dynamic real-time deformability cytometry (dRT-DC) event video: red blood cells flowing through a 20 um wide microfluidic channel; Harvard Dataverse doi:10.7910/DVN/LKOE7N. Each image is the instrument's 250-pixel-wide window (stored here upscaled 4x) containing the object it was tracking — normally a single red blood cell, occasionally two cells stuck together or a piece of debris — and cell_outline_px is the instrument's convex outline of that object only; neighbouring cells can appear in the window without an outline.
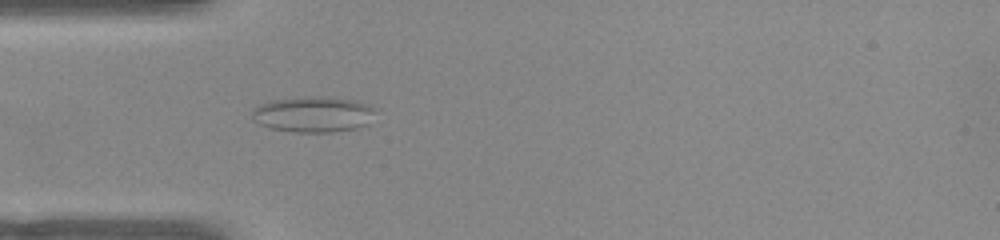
{"species": "common noctule bat (a hibernating species)", "species_latin": "Nyctalus noctula", "temperature_condition": "warm", "stored_images_in_passage": 51, "camera_frame_rate_fps": 3000, "um_per_image_px": 0.085, "animal": {"sex": "female", "body_mass_g": 22.0, "forearm_length_mm": 56.7}, "frame": {"image": 1, "passage_image": 14, "time_ms": 4.333, "image_size_px": [1000, 240], "cell_outline_px": [[376, 108], [368, 124], [356, 128], [332, 132], [292, 132], [268, 128], [252, 120], [252, 108], [260, 104], [272, 100], [304, 96], [328, 96], [356, 100], [368, 104]], "centroid_in_image_um": [26.61, 9.7], "position_along_channel_um": 58.4, "area_um2": 26.13}}
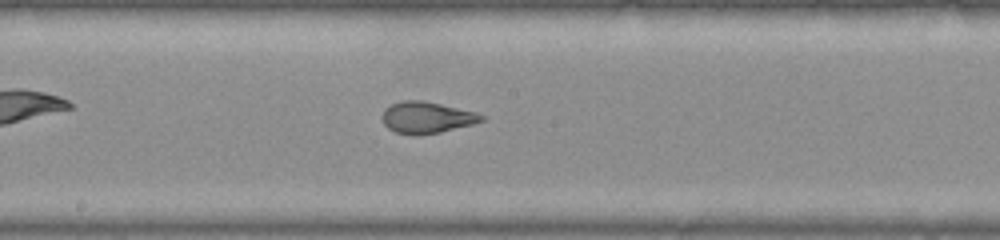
{"frame": {"image": 2, "passage_image": 26, "time_ms": 8.333, "image_size_px": [1000, 240], "cell_outline_px": [[484, 120], [472, 124], [440, 132], [420, 136], [412, 136], [396, 132], [388, 128], [384, 124], [380, 116], [384, 108], [400, 100], [424, 100], [476, 112], [484, 116]], "centroid_in_image_um": [36.21, 9.99], "position_along_channel_um": 212.0, "area_um2": 18.5}}
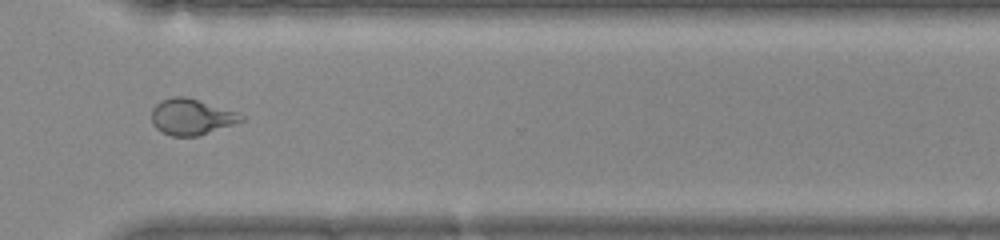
{"frame": {"image": 3, "passage_image": 37, "time_ms": 12.0, "image_size_px": [1000, 240], "cell_outline_px": [[244, 120], [196, 136], [172, 136], [160, 132], [152, 124], [152, 108], [156, 104], [172, 96], [188, 96], [236, 112], [244, 116]], "centroid_in_image_um": [16.22, 9.92], "position_along_channel_um": 354.4, "area_um2": 18.61}, "authors_computed_cell_mechanics": {"area_um2": 19.9988, "velocity_mm_per_s": 3.8724, "shape_relaxation_time_tau1_ms": null, "shape_relaxation_time_tau2_ms": 1.1203, "deformation_change_tau1": null, "deformation_change_tau2": 0.0666}}